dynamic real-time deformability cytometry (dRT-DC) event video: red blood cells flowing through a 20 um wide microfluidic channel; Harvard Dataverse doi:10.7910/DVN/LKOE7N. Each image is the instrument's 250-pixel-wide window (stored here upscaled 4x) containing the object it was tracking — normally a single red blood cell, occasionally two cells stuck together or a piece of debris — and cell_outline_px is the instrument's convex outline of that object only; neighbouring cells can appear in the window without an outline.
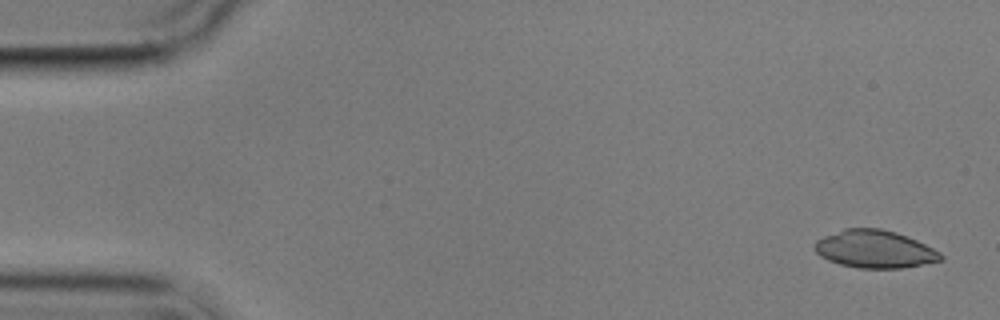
{"species": "common noctule bat (a hibernating species)", "species_latin": "Nyctalus noctula", "temperature_condition": "cold", "stored_images_in_passage": 4, "camera_frame_rate_fps": 3000, "um_per_image_px": 0.085, "animal": {"sex": "male", "body_mass_g": 17.9}, "frame": {"image": 1, "passage_image": 1, "time_ms": 0.0, "image_size_px": [1000, 320], "cell_outline_px": [[944, 260], [900, 268], [856, 268], [840, 264], [828, 260], [820, 256], [812, 248], [812, 244], [816, 240], [824, 236], [844, 228], [880, 228], [896, 232], [908, 236], [940, 252], [944, 256]], "centroid_in_image_um": [74.32, 21.17], "position_along_channel_um": 10.7, "area_um2": 27.86}}